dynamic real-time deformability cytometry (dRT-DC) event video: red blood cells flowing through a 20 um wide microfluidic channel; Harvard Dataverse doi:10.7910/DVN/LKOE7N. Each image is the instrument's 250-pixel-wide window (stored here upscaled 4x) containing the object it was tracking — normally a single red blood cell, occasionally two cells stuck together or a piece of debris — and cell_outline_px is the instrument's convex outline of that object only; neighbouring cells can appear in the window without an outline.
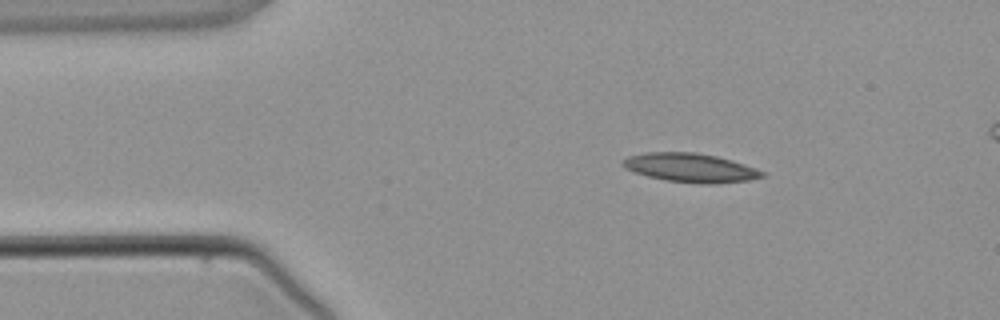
{"species": "common noctule bat (a hibernating species)", "species_latin": "Nyctalus noctula", "temperature_condition": "warm", "stored_images_in_passage": 2, "segment_of_instrument_passage": [1, 2], "camera_frame_rate_fps": 3000, "um_per_image_px": 0.085, "animal": {"sex": "male", "body_mass_g": 21.5, "forearm_length_mm": 52.0}, "frame": {"image": 1, "passage_image": 1, "time_ms": 0.0, "image_size_px": [1000, 320], "cell_outline_px": [[768, 176], [748, 180], [716, 184], [700, 184], [664, 180], [648, 176], [624, 168], [620, 164], [628, 156], [644, 152], [696, 152], [716, 156], [732, 160], [768, 172]], "centroid_in_image_um": [58.73, 14.26], "position_along_channel_um": 26.3, "area_um2": 23.76}}